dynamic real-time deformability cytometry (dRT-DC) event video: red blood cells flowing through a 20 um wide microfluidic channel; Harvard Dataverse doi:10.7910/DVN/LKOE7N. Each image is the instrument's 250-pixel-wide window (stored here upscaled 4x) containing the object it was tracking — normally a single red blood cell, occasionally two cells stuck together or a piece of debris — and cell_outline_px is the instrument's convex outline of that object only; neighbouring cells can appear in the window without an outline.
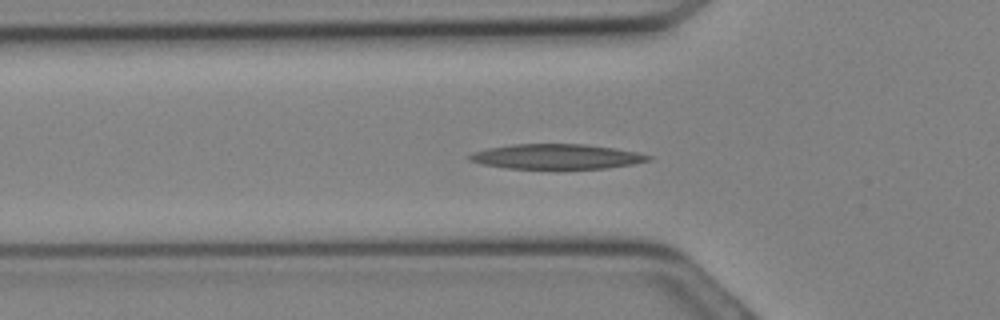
{"species": "Egyptian fruit bat (a non-hibernating species)", "species_latin": "Rousettus aegyptiacus", "temperature_condition": "cold", "stored_images_in_passage": 7, "camera_frame_rate_fps": 3000, "um_per_image_px": 0.085, "animal": {"sex": "female"}, "frame": {"image": 1, "passage_image": 6, "time_ms": 1.667, "image_size_px": [1000, 320], "cell_outline_px": [[652, 160], [632, 164], [608, 168], [504, 168], [480, 164], [468, 160], [468, 156], [472, 152], [488, 148], [512, 144], [584, 144], [612, 148], [636, 152], [652, 156]], "centroid_in_image_um": [47.26, 13.31], "position_along_channel_um": 78.5, "area_um2": 25.89}}